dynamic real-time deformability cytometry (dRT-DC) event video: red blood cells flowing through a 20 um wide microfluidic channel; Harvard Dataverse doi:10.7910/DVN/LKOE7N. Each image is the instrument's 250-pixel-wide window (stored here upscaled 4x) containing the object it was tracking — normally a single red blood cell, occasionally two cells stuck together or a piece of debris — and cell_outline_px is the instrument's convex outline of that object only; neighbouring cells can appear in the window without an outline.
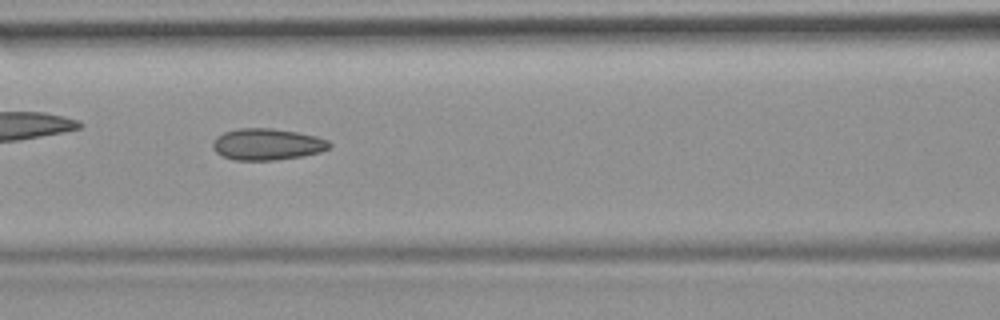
{"species": "common noctule bat (a hibernating species)", "species_latin": "Nyctalus noctula", "temperature_condition": "room temperature", "stored_images_in_passage": 53, "camera_frame_rate_fps": 3000, "um_per_image_px": 0.085, "animal": {"sex": "female", "body_mass_g": 19.9}, "frame": {"image": 1, "passage_image": 23, "time_ms": 7.333, "image_size_px": [1000, 320], "cell_outline_px": [[332, 144], [328, 148], [320, 152], [304, 156], [276, 160], [232, 160], [216, 152], [212, 148], [212, 144], [216, 136], [224, 132], [240, 128], [272, 128], [296, 132], [316, 136], [328, 140]], "centroid_in_image_um": [22.7, 12.27], "position_along_channel_um": 143.9, "area_um2": 21.5}, "authors_computed_cell_mechanics": {"area_um2": 21.1548, "velocity_mm_per_s": 3.7859, "shape_relaxation_time_tau1_ms": null, "shape_relaxation_time_tau2_ms": 2.3327, "deformation_change_tau1": null, "deformation_change_tau2": 0.0864}}